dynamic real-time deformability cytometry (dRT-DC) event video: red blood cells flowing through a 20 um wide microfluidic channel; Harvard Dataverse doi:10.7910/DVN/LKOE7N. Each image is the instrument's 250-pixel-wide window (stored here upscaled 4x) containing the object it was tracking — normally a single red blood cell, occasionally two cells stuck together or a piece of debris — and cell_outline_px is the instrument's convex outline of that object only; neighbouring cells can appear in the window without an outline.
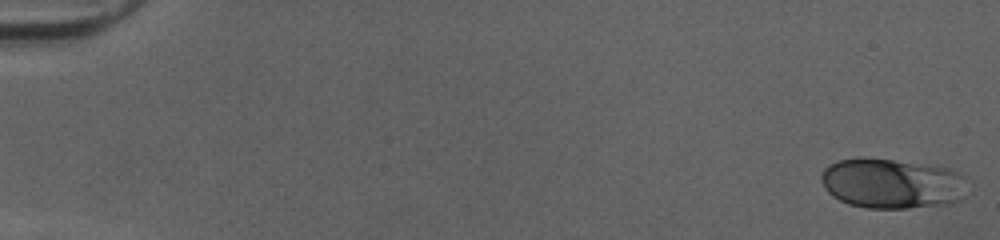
{"species": "human", "species_latin": "Homo sapiens", "temperature_condition": "cold", "stored_images_in_passage": 51, "camera_frame_rate_fps": 3000, "um_per_image_px": 0.085, "donor": {"sex": "female"}, "frame": {"image": 1, "passage_image": 1, "time_ms": 0.0, "image_size_px": [1000, 240], "cell_outline_px": [[960, 200], [948, 204], [908, 208], [868, 208], [848, 204], [832, 196], [824, 188], [820, 176], [824, 168], [828, 164], [840, 160], [892, 160], [948, 168], [956, 172], [960, 176]], "centroid_in_image_um": [75.7, 15.63], "position_along_channel_um": 9.3, "area_um2": 41.27}}
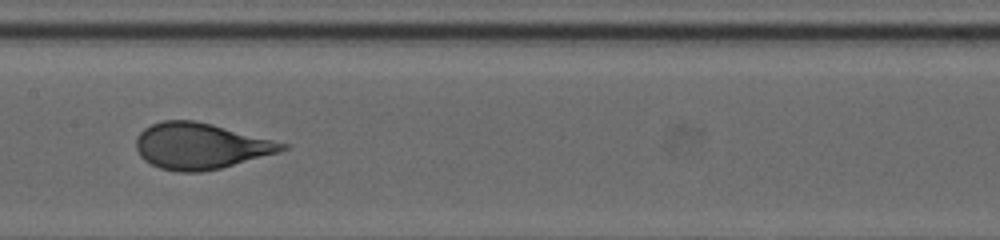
{"frame": {"image": 2, "passage_image": 27, "time_ms": 8.667, "image_size_px": [1000, 240], "cell_outline_px": [[288, 148], [276, 152], [220, 168], [200, 172], [180, 172], [160, 168], [144, 160], [140, 156], [136, 148], [136, 136], [144, 128], [152, 124], [164, 120], [196, 120], [212, 124], [288, 144]], "centroid_in_image_um": [16.97, 12.4], "position_along_channel_um": 190.4, "area_um2": 38.73}}
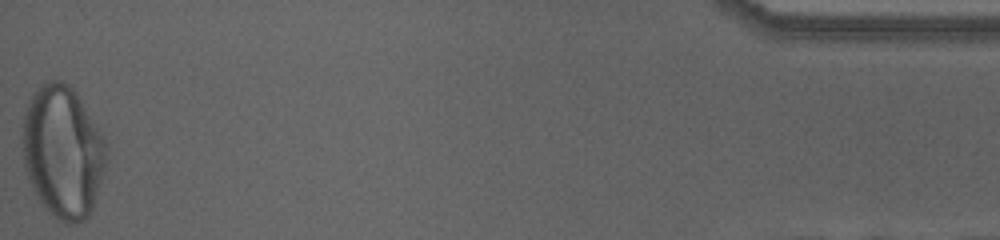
{"frame": {"image": 3, "passage_image": 51, "time_ms": 16.667, "image_size_px": [1000, 240], "cell_outline_px": [[108, 160], [92, 208], [88, 216], [84, 220], [76, 224], [64, 224], [48, 212], [40, 204], [32, 188], [24, 168], [24, 116], [28, 104], [32, 96], [40, 84], [44, 80], [60, 80], [68, 84], [76, 92], [104, 140]], "centroid_in_image_um": [5.34, 12.94], "position_along_channel_um": 429.9, "area_um2": 64.27}, "authors_computed_cell_mechanics": {"area_um2": 39.7664, "velocity_mm_per_s": 4.051, "shape_relaxation_time_tau1_ms": 3.6483, "shape_relaxation_time_tau2_ms": null, "deformation_change_tau1": 0.1773, "deformation_change_tau2": null}}